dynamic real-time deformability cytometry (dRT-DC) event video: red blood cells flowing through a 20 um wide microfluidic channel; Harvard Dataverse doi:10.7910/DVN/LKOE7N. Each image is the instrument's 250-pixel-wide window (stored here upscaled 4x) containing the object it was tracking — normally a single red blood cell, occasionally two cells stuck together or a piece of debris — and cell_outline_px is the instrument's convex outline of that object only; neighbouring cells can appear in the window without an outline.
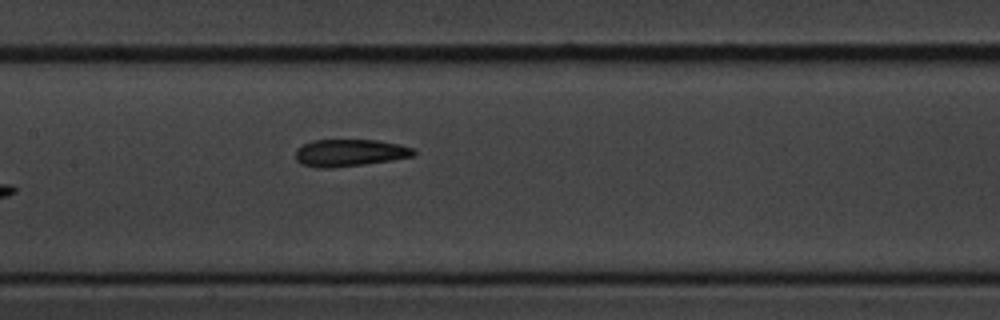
{"species": "common noctule bat (a hibernating species)", "species_latin": "Nyctalus noctula", "temperature_condition": "cold", "stored_images_in_passage": 7, "camera_frame_rate_fps": 3000, "um_per_image_px": 0.085, "animal": {"sex": "male", "body_mass_g": 20.1, "forearm_length_mm": 53.5}, "frame": {"image": 1, "passage_image": 7, "time_ms": 7.667, "image_size_px": [1000, 320], "cell_outline_px": [[416, 156], [392, 160], [364, 164], [328, 168], [316, 168], [300, 164], [296, 160], [296, 148], [312, 140], [376, 140], [400, 144], [412, 148], [416, 152]], "centroid_in_image_um": [29.72, 12.99], "position_along_channel_um": 177.7, "area_um2": 18.79}}